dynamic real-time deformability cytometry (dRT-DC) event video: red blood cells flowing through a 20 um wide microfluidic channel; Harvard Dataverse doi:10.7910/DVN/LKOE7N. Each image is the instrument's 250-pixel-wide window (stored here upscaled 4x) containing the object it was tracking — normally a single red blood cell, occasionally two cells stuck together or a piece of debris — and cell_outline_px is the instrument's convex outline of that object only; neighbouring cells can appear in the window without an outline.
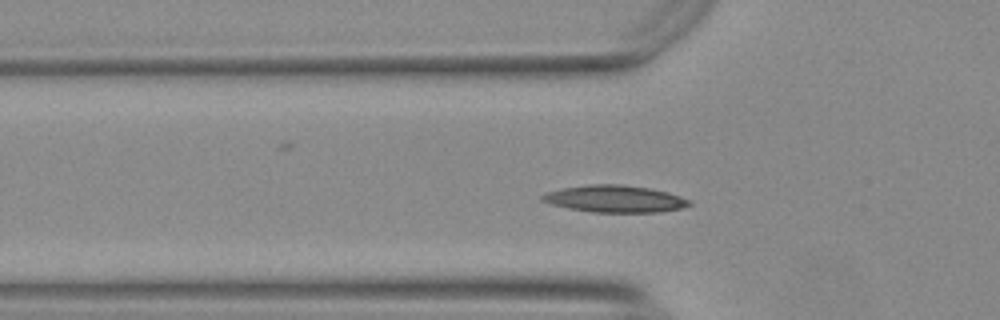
{"species": "Egyptian fruit bat (a non-hibernating species)", "species_latin": "Rousettus aegyptiacus", "temperature_condition": "warm", "stored_images_in_passage": 51, "camera_frame_rate_fps": 3000, "um_per_image_px": 0.085, "animal": {"sex": "female"}, "frame": {"image": 1, "passage_image": 13, "time_ms": 4.0, "image_size_px": [1000, 320], "cell_outline_px": [[692, 204], [680, 208], [660, 212], [592, 212], [568, 208], [552, 204], [540, 200], [540, 196], [548, 192], [560, 188], [588, 184], [620, 184], [648, 188], [668, 192], [692, 200]], "centroid_in_image_um": [52.26, 16.89], "position_along_channel_um": 73.5, "area_um2": 23.18}}
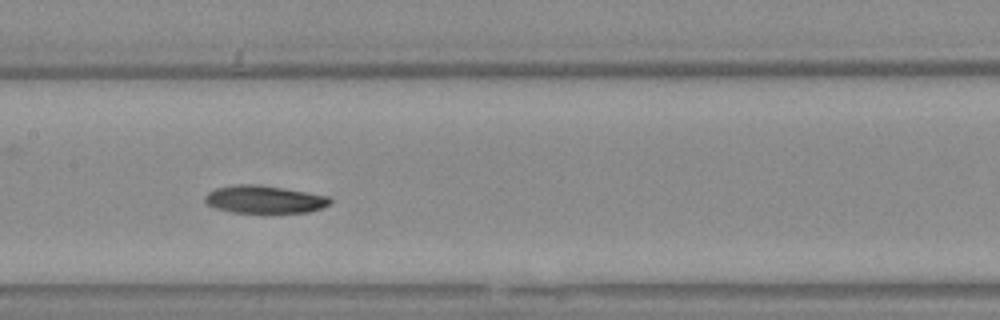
{"frame": {"image": 2, "passage_image": 22, "time_ms": 7.0, "image_size_px": [1000, 320], "cell_outline_px": [[332, 200], [324, 208], [308, 212], [232, 212], [216, 208], [208, 204], [204, 200], [204, 196], [208, 192], [216, 188], [236, 184], [260, 184], [284, 188], [328, 196]], "centroid_in_image_um": [22.46, 16.94], "position_along_channel_um": 184.9, "area_um2": 20.11}}
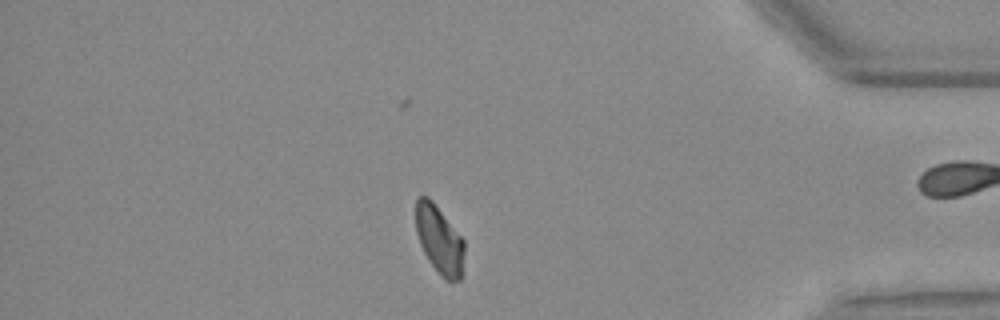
{"frame": {"image": 3, "passage_image": 42, "time_ms": 13.667, "image_size_px": [1000, 320], "cell_outline_px": [[464, 252], [460, 280], [444, 280], [440, 276], [428, 260], [420, 244], [416, 232], [416, 196], [428, 196], [432, 200], [464, 240]], "centroid_in_image_um": [37.33, 20.37], "position_along_channel_um": 397.9, "area_um2": 19.19}}